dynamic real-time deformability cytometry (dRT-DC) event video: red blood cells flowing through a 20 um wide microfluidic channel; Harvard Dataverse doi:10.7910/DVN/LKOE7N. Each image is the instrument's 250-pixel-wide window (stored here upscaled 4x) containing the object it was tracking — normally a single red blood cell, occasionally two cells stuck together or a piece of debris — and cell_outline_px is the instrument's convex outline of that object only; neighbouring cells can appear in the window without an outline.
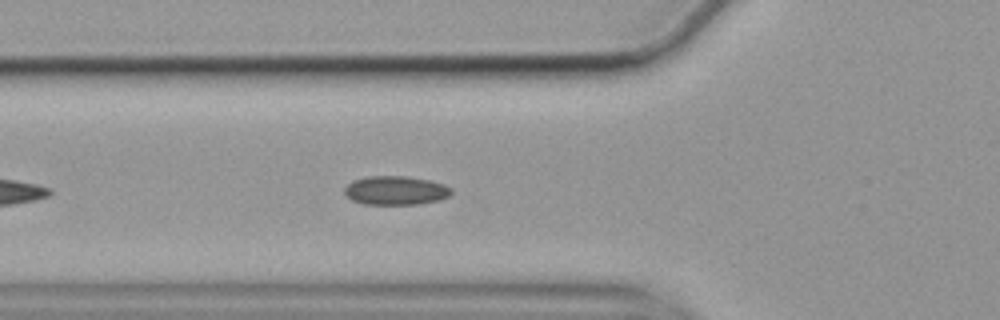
{"species": "common noctule bat (a hibernating species)", "species_latin": "Nyctalus noctula", "temperature_condition": "cold", "stored_images_in_passage": 29, "camera_frame_rate_fps": 3000, "um_per_image_px": 0.085, "animal": {"sex": "female", "body_mass_g": 19.9}, "frame": {"image": 1, "passage_image": 8, "time_ms": 2.333, "image_size_px": [1000, 320], "cell_outline_px": [[452, 192], [448, 196], [440, 200], [416, 204], [364, 204], [352, 200], [344, 192], [344, 188], [352, 180], [368, 176], [408, 176], [428, 180], [444, 184], [452, 188]], "centroid_in_image_um": [33.63, 16.18], "position_along_channel_um": 92.2, "area_um2": 17.98}}
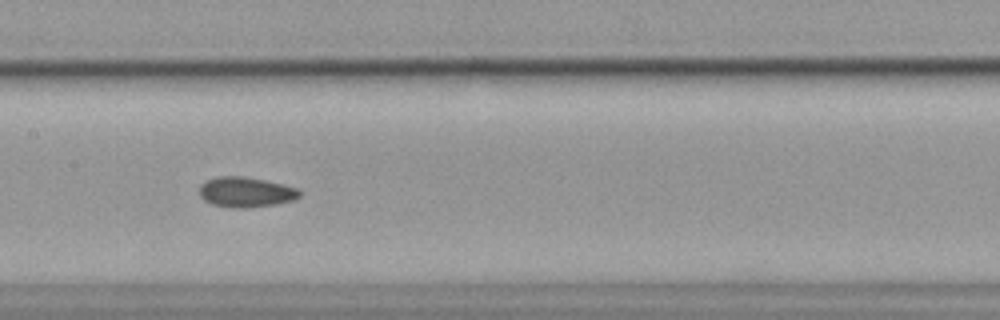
{"frame": {"image": 2, "passage_image": 16, "time_ms": 5.0, "image_size_px": [1000, 320], "cell_outline_px": [[300, 196], [292, 200], [276, 204], [240, 208], [228, 208], [212, 204], [204, 200], [200, 196], [200, 184], [216, 176], [244, 176], [264, 180], [296, 188], [300, 192]], "centroid_in_image_um": [20.84, 16.33], "position_along_channel_um": 186.6, "area_um2": 17.46}}
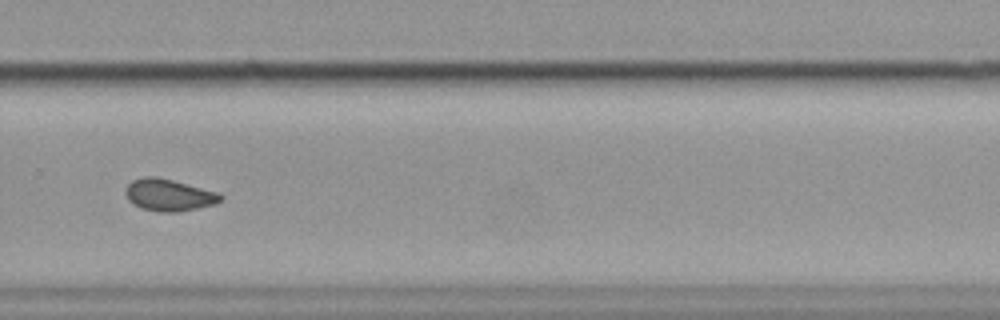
{"frame": {"image": 3, "passage_image": 27, "time_ms": 8.667, "image_size_px": [1000, 320], "cell_outline_px": [[224, 196], [216, 204], [176, 212], [160, 212], [144, 208], [132, 204], [128, 200], [124, 192], [128, 184], [132, 180], [144, 176], [156, 176], [220, 192]], "centroid_in_image_um": [14.35, 16.56], "position_along_channel_um": 315.4, "area_um2": 17.74}}